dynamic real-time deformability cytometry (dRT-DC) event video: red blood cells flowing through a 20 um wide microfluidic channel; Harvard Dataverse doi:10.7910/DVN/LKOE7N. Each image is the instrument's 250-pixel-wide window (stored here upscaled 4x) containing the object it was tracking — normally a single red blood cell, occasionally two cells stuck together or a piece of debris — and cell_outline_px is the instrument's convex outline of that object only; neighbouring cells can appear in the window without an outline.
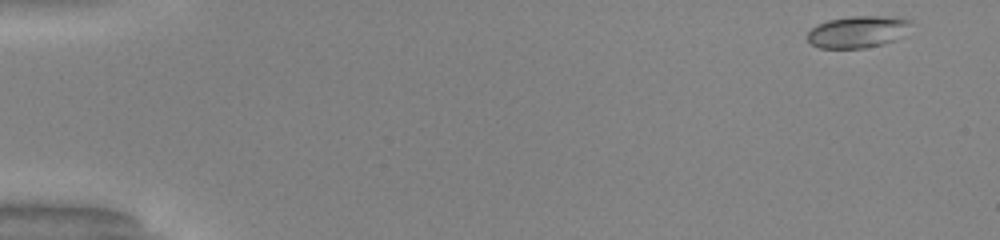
{"species": "common noctule bat (a hibernating species)", "species_latin": "Nyctalus noctula", "temperature_condition": "warm", "stored_images_in_passage": 49, "camera_frame_rate_fps": 3000, "um_per_image_px": 0.085, "animal": {"sex": "male", "body_mass_g": 20.0, "forearm_length_mm": 53.3}, "frame": {"image": 1, "passage_image": 1, "time_ms": 0.0, "image_size_px": [1000, 240], "cell_outline_px": [[916, 24], [904, 36], [884, 44], [864, 48], [820, 48], [812, 44], [808, 40], [808, 32], [816, 24], [828, 20], [848, 16], [892, 16], [912, 20]], "centroid_in_image_um": [73.0, 2.69], "position_along_channel_um": 12.0, "area_um2": 19.71}}
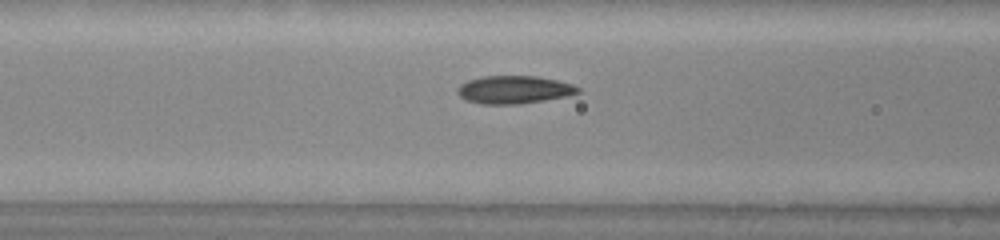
{"frame": {"image": 2, "passage_image": 20, "time_ms": 6.333, "image_size_px": [1000, 240], "cell_outline_px": [[580, 92], [568, 96], [520, 104], [480, 104], [464, 100], [456, 92], [456, 88], [460, 84], [468, 80], [484, 76], [536, 76], [556, 80], [572, 84], [580, 88]], "centroid_in_image_um": [43.66, 7.63], "position_along_channel_um": 122.9, "area_um2": 19.71}}
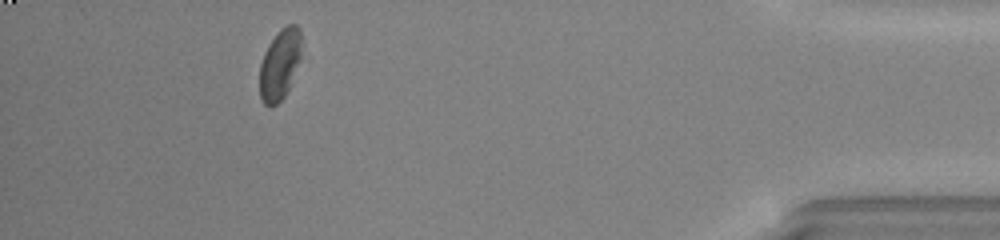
{"frame": {"image": 3, "passage_image": 45, "time_ms": 14.667, "image_size_px": [1000, 240], "cell_outline_px": [[300, 60], [288, 88], [284, 96], [276, 104], [268, 108], [260, 100], [260, 64], [264, 52], [268, 44], [276, 32], [280, 28], [288, 24], [296, 24], [300, 28]], "centroid_in_image_um": [23.76, 5.46], "position_along_channel_um": 411.4, "area_um2": 17.22}, "authors_computed_cell_mechanics": {"area_um2": 19.5942, "velocity_mm_per_s": 4.0858, "shape_relaxation_time_tau1_ms": 5.6893, "shape_relaxation_time_tau2_ms": 2.0374, "deformation_change_tau1": 0.1467, "deformation_change_tau2": 0.0613}}